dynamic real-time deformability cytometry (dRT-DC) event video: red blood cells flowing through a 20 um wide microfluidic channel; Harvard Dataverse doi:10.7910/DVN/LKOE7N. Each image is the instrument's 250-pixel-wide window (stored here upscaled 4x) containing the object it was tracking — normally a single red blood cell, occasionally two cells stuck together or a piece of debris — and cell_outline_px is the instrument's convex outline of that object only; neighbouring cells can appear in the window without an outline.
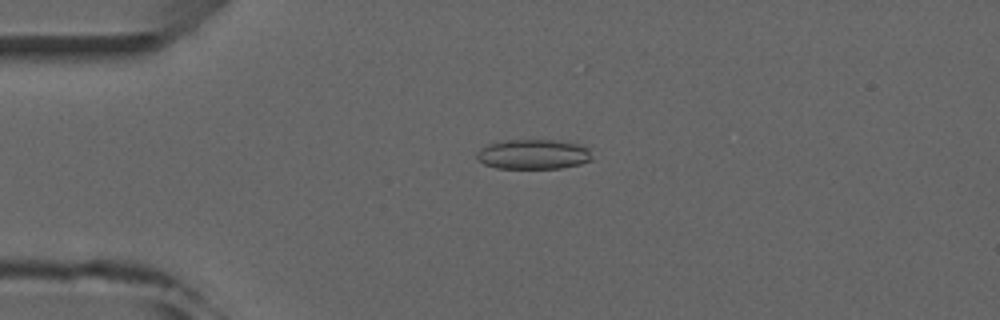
{"species": "common noctule bat (a hibernating species)", "species_latin": "Nyctalus noctula", "temperature_condition": "room temperature", "stored_images_in_passage": 5, "camera_frame_rate_fps": 3000, "um_per_image_px": 0.085, "animal": {"sex": "male", "forearm_length_mm": 52.5}, "frame": {"image": 1, "passage_image": 4, "time_ms": 3.333, "image_size_px": [1000, 320], "cell_outline_px": [[592, 160], [580, 164], [560, 168], [496, 168], [484, 164], [476, 160], [476, 152], [480, 148], [488, 144], [504, 140], [560, 140], [580, 144], [588, 148]], "centroid_in_image_um": [45.3, 13.11], "position_along_channel_um": 39.7, "area_um2": 20.23}}